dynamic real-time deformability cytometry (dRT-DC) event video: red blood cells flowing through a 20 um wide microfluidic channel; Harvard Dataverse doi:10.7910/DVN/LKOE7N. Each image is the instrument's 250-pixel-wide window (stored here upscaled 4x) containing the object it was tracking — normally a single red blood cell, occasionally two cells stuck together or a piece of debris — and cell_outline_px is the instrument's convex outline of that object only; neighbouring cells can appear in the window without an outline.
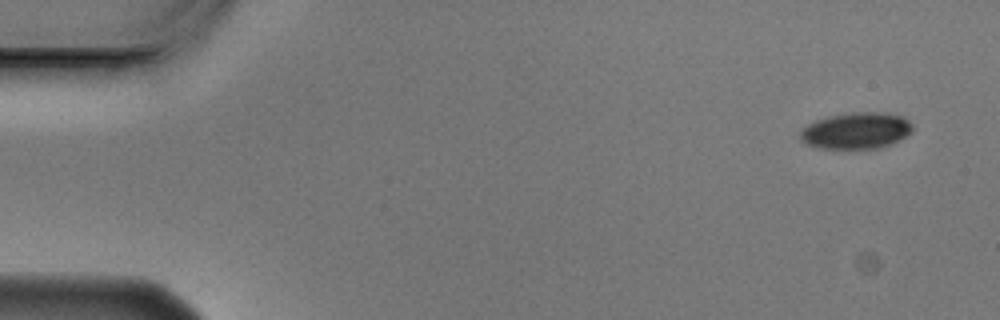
{"species": "Egyptian fruit bat (a non-hibernating species)", "species_latin": "Rousettus aegyptiacus", "temperature_condition": "cold", "stored_images_in_passage": 6, "camera_frame_rate_fps": 3000, "um_per_image_px": 0.085, "animal": {"sex": "male"}, "frame": {"image": 1, "passage_image": 1, "time_ms": 0.0, "image_size_px": [1000, 320], "cell_outline_px": [[912, 132], [880, 148], [816, 148], [804, 144], [800, 140], [800, 132], [808, 124], [816, 120], [828, 116], [852, 112], [884, 112], [904, 116], [912, 124]], "centroid_in_image_um": [72.75, 11.09], "position_along_channel_um": 12.3, "area_um2": 23.81}}
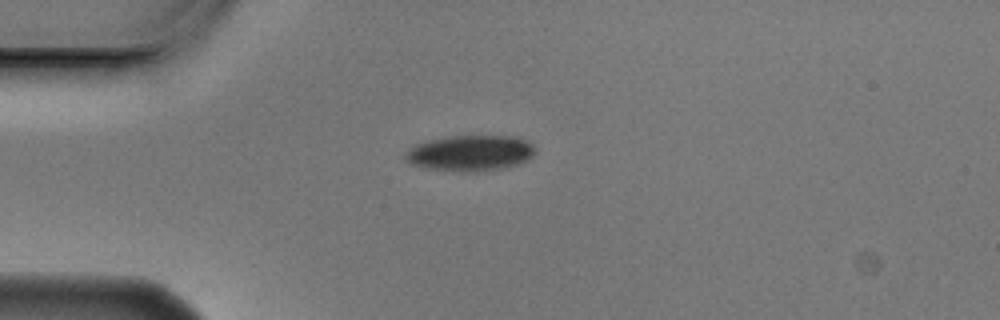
{"frame": {"image": 2, "passage_image": 4, "time_ms": 1.0, "image_size_px": [1000, 320], "cell_outline_px": [[532, 156], [516, 164], [500, 168], [476, 172], [464, 172], [424, 168], [408, 164], [404, 156], [416, 144], [448, 136], [512, 136], [524, 140], [532, 144]], "centroid_in_image_um": [39.91, 13.02], "position_along_channel_um": 45.1, "area_um2": 26.59}}
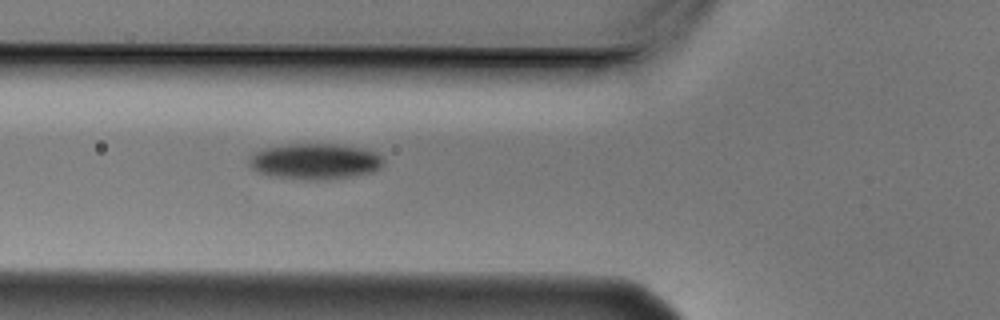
{"frame": {"image": 3, "passage_image": 6, "time_ms": 1.667, "image_size_px": [1000, 320], "cell_outline_px": [[384, 160], [380, 168], [372, 172], [352, 176], [316, 180], [312, 180], [272, 176], [260, 172], [252, 168], [248, 164], [248, 160], [256, 152], [264, 148], [292, 144], [336, 144], [364, 148], [380, 156]], "centroid_in_image_um": [26.78, 13.71], "position_along_channel_um": 99.0, "area_um2": 27.69}}